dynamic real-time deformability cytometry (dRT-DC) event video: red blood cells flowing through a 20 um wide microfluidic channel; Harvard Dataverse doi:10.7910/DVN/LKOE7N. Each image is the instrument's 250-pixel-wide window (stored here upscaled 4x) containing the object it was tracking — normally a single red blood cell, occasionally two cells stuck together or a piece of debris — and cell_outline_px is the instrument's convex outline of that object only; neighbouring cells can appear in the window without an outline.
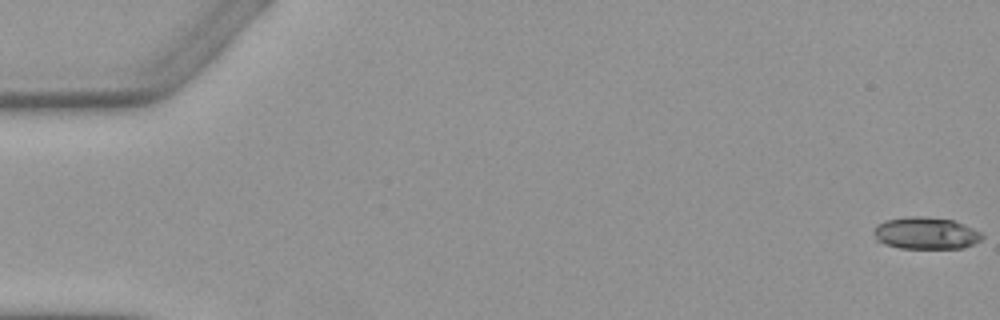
{"species": "Egyptian fruit bat (a non-hibernating species)", "species_latin": "Rousettus aegyptiacus", "temperature_condition": "warm", "stored_images_in_passage": 5, "camera_frame_rate_fps": 3000, "um_per_image_px": 0.085, "animal": {"sex": "female"}, "frame": {"image": 1, "passage_image": 1, "time_ms": 0.0, "image_size_px": [1000, 320], "cell_outline_px": [[984, 236], [980, 240], [964, 248], [900, 248], [884, 244], [876, 240], [872, 232], [876, 224], [888, 220], [908, 216], [924, 216], [952, 220], [964, 224], [980, 232]], "centroid_in_image_um": [78.66, 19.82], "position_along_channel_um": 6.3, "area_um2": 20.23}}
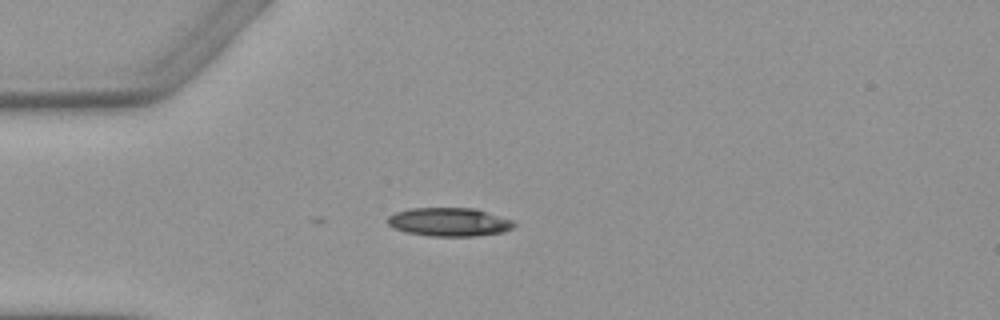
{"frame": {"image": 2, "passage_image": 5, "time_ms": 4.667, "image_size_px": [1000, 320], "cell_outline_px": [[516, 224], [512, 228], [504, 232], [472, 236], [428, 236], [404, 232], [392, 228], [388, 224], [388, 216], [396, 212], [408, 208], [476, 208], [512, 220]], "centroid_in_image_um": [38.15, 18.87], "position_along_channel_um": 46.8, "area_um2": 21.15}}